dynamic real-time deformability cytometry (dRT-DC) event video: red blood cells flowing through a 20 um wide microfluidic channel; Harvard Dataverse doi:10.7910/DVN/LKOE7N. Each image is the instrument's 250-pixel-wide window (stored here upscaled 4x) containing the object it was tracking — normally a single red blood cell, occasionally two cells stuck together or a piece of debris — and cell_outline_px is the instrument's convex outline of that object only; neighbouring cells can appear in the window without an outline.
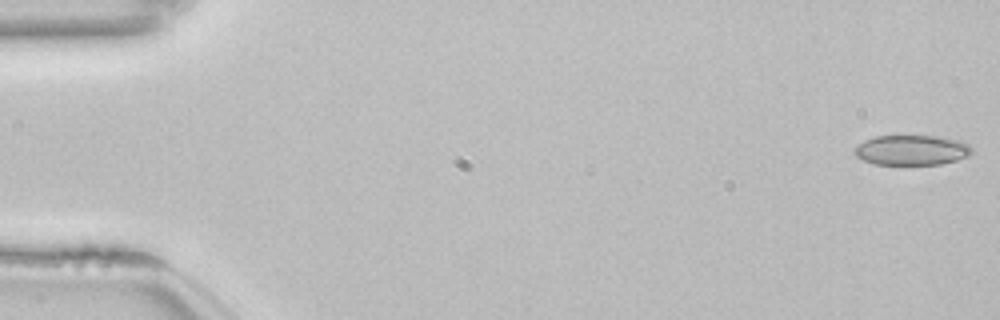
{"species": "common noctule bat (a hibernating species)", "species_latin": "Nyctalus noctula", "temperature_condition": "room temperature", "stored_images_in_passage": 53, "camera_frame_rate_fps": 3000, "um_per_image_px": 0.085, "animal": {"sex": "female", "body_mass_g": 22.7, "forearm_length_mm": 54.2}, "frame": {"image": 1, "passage_image": 1, "time_ms": 0.0, "image_size_px": [1000, 320], "cell_outline_px": [[972, 152], [968, 156], [956, 160], [940, 164], [872, 164], [856, 156], [852, 152], [852, 148], [864, 140], [876, 136], [936, 136], [956, 140], [968, 144], [972, 148]], "centroid_in_image_um": [77.44, 12.76], "position_along_channel_um": 7.6, "area_um2": 20.52}}
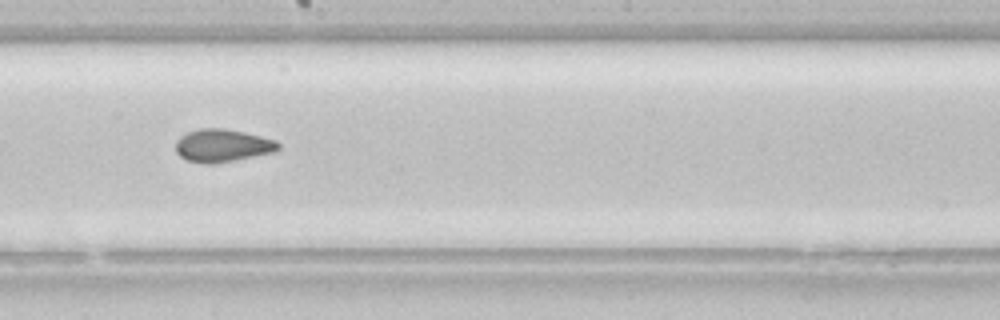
{"frame": {"image": 2, "passage_image": 30, "time_ms": 9.667, "image_size_px": [1000, 320], "cell_outline_px": [[280, 148], [276, 152], [236, 160], [212, 164], [204, 164], [184, 160], [176, 152], [176, 140], [180, 136], [188, 132], [200, 128], [224, 128], [244, 132], [276, 140], [280, 144]], "centroid_in_image_um": [18.91, 12.38], "position_along_channel_um": 229.3, "area_um2": 19.88}}
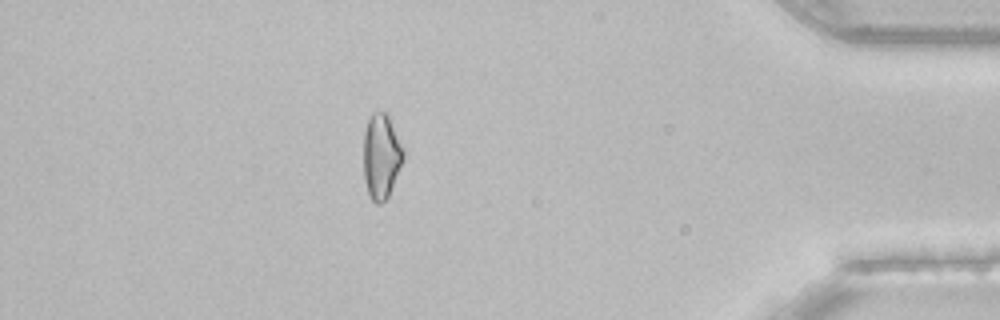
{"frame": {"image": 3, "passage_image": 47, "time_ms": 15.333, "image_size_px": [1000, 320], "cell_outline_px": [[404, 160], [388, 196], [380, 204], [376, 204], [368, 196], [364, 180], [364, 132], [368, 120], [372, 112], [388, 112], [404, 148]], "centroid_in_image_um": [32.42, 13.27], "position_along_channel_um": 402.8, "area_um2": 20.06}, "authors_computed_cell_mechanics": {"area_um2": 20.2878, "velocity_mm_per_s": 3.86, "shape_relaxation_time_tau1_ms": null, "shape_relaxation_time_tau2_ms": 2.1168, "deformation_change_tau1": null, "deformation_change_tau2": 0.0779}}